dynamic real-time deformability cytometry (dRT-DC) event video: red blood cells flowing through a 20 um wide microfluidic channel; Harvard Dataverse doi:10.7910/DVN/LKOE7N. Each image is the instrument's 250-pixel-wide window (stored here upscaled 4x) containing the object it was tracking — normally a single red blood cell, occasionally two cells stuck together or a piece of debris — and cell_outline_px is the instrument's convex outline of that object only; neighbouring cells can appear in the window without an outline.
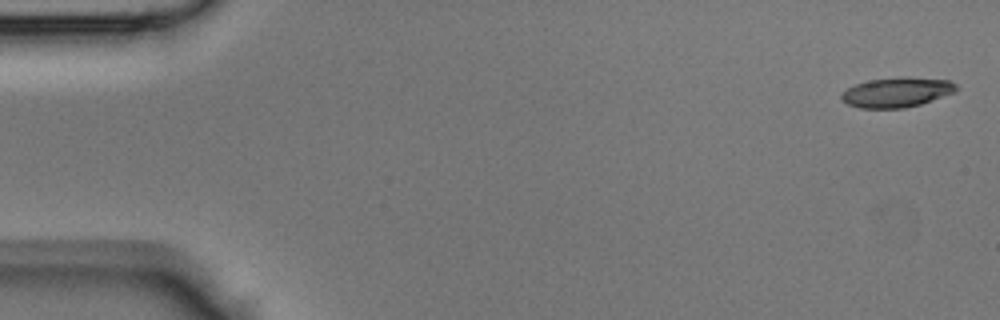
{"species": "Egyptian fruit bat (a non-hibernating species)", "species_latin": "Rousettus aegyptiacus", "temperature_condition": "room temperature", "stored_images_in_passage": 43, "camera_frame_rate_fps": 3000, "um_per_image_px": 0.085, "animal": {"sex": "male"}, "frame": {"image": 1, "passage_image": 1, "time_ms": 0.0, "image_size_px": [1000, 320], "cell_outline_px": [[956, 92], [920, 104], [904, 108], [860, 108], [848, 104], [840, 100], [840, 96], [848, 88], [856, 84], [868, 80], [948, 80], [956, 84]], "centroid_in_image_um": [76.17, 7.91], "position_along_channel_um": 8.8, "area_um2": 18.79}}
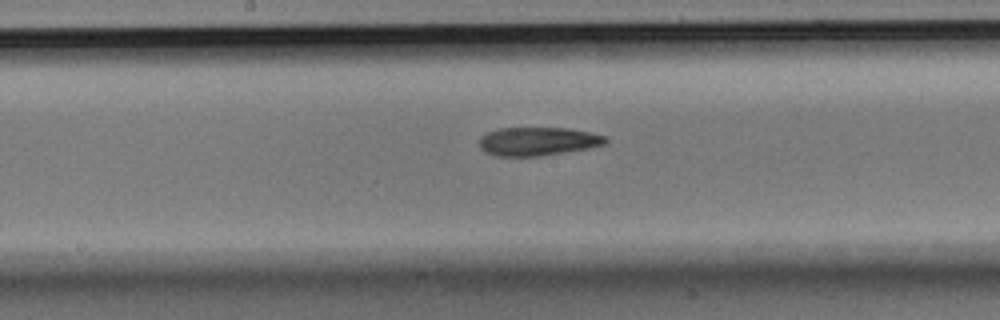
{"frame": {"image": 2, "passage_image": 22, "time_ms": 7.0, "image_size_px": [1000, 320], "cell_outline_px": [[608, 144], [588, 148], [540, 156], [496, 156], [484, 152], [480, 148], [480, 136], [488, 132], [500, 128], [568, 128], [592, 132], [608, 136]], "centroid_in_image_um": [45.76, 12.01], "position_along_channel_um": 202.4, "area_um2": 21.15}}
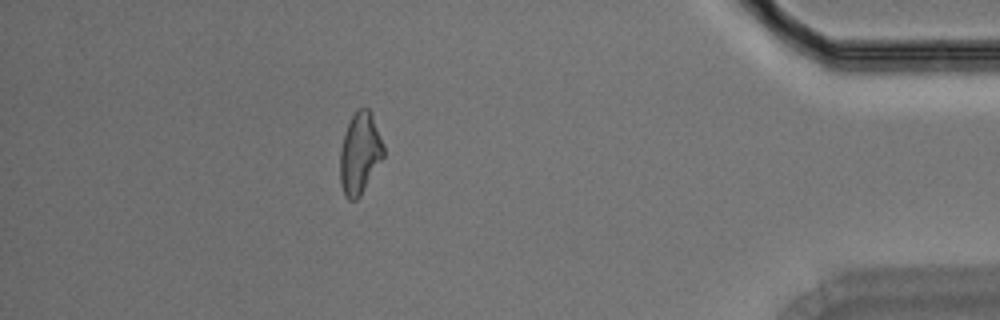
{"frame": {"image": 3, "passage_image": 38, "time_ms": 12.333, "image_size_px": [1000, 320], "cell_outline_px": [[384, 156], [360, 196], [356, 200], [348, 200], [344, 196], [340, 180], [340, 152], [344, 132], [356, 108], [368, 108], [372, 116], [384, 144]], "centroid_in_image_um": [30.58, 13.04], "position_along_channel_um": 404.6, "area_um2": 20.58}}